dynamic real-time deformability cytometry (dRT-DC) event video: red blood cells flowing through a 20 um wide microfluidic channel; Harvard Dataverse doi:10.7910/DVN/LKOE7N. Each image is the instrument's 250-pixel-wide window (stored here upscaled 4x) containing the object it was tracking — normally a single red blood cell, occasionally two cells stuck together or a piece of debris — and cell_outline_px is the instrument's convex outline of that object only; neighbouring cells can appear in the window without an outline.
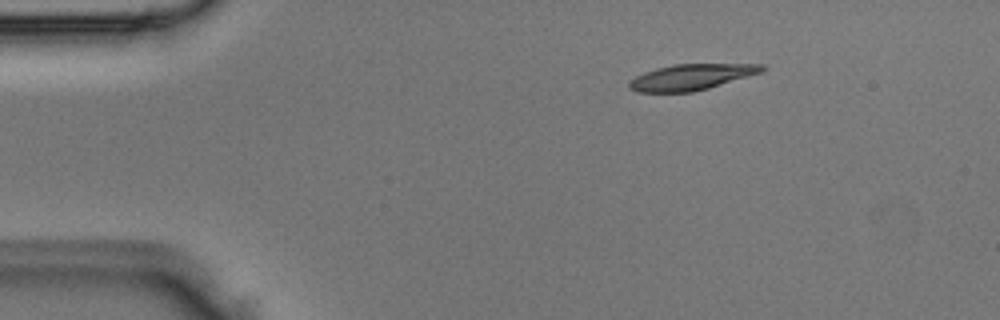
{"species": "Egyptian fruit bat (a non-hibernating species)", "species_latin": "Rousettus aegyptiacus", "temperature_condition": "room temperature", "stored_images_in_passage": 3, "camera_frame_rate_fps": 3000, "um_per_image_px": 0.085, "animal": {"sex": "male"}, "frame": {"image": 1, "passage_image": 3, "time_ms": 0.667, "image_size_px": [1000, 320], "cell_outline_px": [[768, 68], [760, 72], [708, 88], [692, 92], [636, 92], [628, 88], [628, 80], [644, 72], [656, 68], [676, 64], [764, 64]], "centroid_in_image_um": [58.7, 6.55], "position_along_channel_um": 26.3, "area_um2": 19.94}}